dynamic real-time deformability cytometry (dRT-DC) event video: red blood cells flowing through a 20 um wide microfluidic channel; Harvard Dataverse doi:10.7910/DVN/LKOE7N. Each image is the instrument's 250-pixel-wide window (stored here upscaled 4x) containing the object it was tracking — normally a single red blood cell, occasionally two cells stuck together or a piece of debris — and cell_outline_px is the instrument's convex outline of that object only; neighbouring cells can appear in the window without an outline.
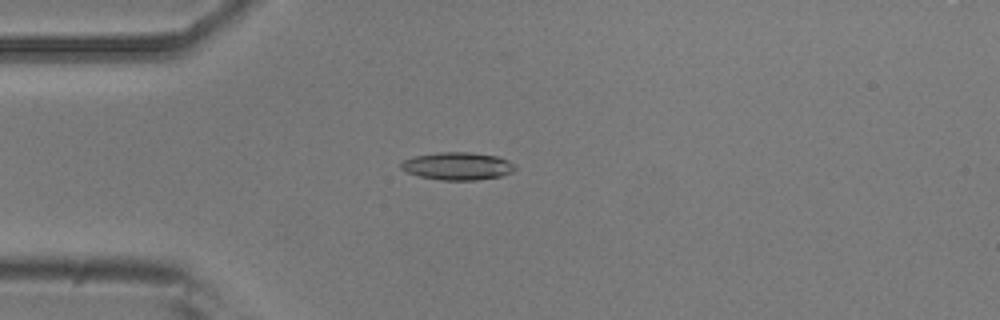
{"species": "common noctule bat (a hibernating species)", "species_latin": "Nyctalus noctula", "temperature_condition": "room temperature", "stored_images_in_passage": 6, "camera_frame_rate_fps": 3000, "um_per_image_px": 0.085, "animal": {"sex": "male", "body_mass_g": 20.5, "forearm_length_mm": 52.5}, "frame": {"image": 1, "passage_image": 6, "time_ms": 6.667, "image_size_px": [1000, 320], "cell_outline_px": [[516, 168], [512, 172], [500, 176], [476, 180], [440, 180], [420, 176], [408, 172], [400, 168], [400, 164], [404, 160], [412, 156], [440, 152], [472, 152], [500, 156], [508, 160]], "centroid_in_image_um": [38.89, 14.1], "position_along_channel_um": 46.1, "area_um2": 18.44}}